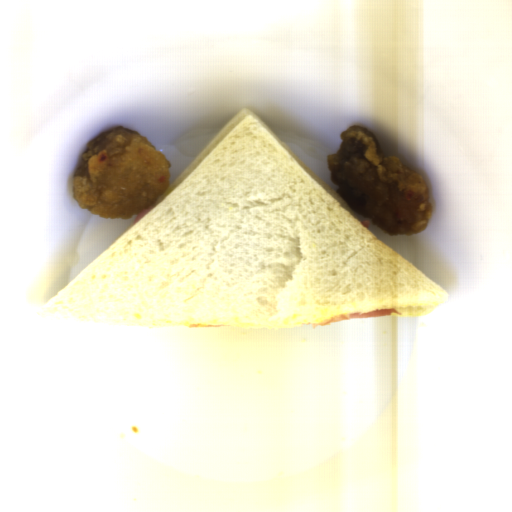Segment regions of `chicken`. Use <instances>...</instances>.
Wrapping results in <instances>:
<instances>
[{
    "mask_svg": "<svg viewBox=\"0 0 512 512\" xmlns=\"http://www.w3.org/2000/svg\"><path fill=\"white\" fill-rule=\"evenodd\" d=\"M168 158L130 128L110 127L86 143L72 198L98 218L125 220L148 209L171 186Z\"/></svg>",
    "mask_w": 512,
    "mask_h": 512,
    "instance_id": "2",
    "label": "chicken"
},
{
    "mask_svg": "<svg viewBox=\"0 0 512 512\" xmlns=\"http://www.w3.org/2000/svg\"><path fill=\"white\" fill-rule=\"evenodd\" d=\"M340 137L337 152L327 156L335 194L388 235L424 231L434 206L420 174L385 153L373 132L362 125L347 127Z\"/></svg>",
    "mask_w": 512,
    "mask_h": 512,
    "instance_id": "1",
    "label": "chicken"
}]
</instances>
